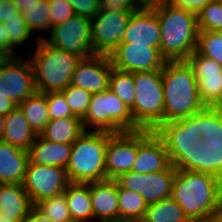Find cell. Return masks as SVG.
<instances>
[{
  "label": "cell",
  "mask_w": 222,
  "mask_h": 222,
  "mask_svg": "<svg viewBox=\"0 0 222 222\" xmlns=\"http://www.w3.org/2000/svg\"><path fill=\"white\" fill-rule=\"evenodd\" d=\"M171 198L190 222H208L222 209V180L207 173L177 169Z\"/></svg>",
  "instance_id": "cell-1"
},
{
  "label": "cell",
  "mask_w": 222,
  "mask_h": 222,
  "mask_svg": "<svg viewBox=\"0 0 222 222\" xmlns=\"http://www.w3.org/2000/svg\"><path fill=\"white\" fill-rule=\"evenodd\" d=\"M161 72L164 123L188 118L206 107L200 100L193 69L186 60L166 61Z\"/></svg>",
  "instance_id": "cell-2"
},
{
  "label": "cell",
  "mask_w": 222,
  "mask_h": 222,
  "mask_svg": "<svg viewBox=\"0 0 222 222\" xmlns=\"http://www.w3.org/2000/svg\"><path fill=\"white\" fill-rule=\"evenodd\" d=\"M154 10L161 27V55L166 61L186 60L197 47V14L166 2Z\"/></svg>",
  "instance_id": "cell-3"
},
{
  "label": "cell",
  "mask_w": 222,
  "mask_h": 222,
  "mask_svg": "<svg viewBox=\"0 0 222 222\" xmlns=\"http://www.w3.org/2000/svg\"><path fill=\"white\" fill-rule=\"evenodd\" d=\"M155 133L164 141L171 165L178 170L198 172L199 147L204 142L199 133V112L162 123Z\"/></svg>",
  "instance_id": "cell-4"
},
{
  "label": "cell",
  "mask_w": 222,
  "mask_h": 222,
  "mask_svg": "<svg viewBox=\"0 0 222 222\" xmlns=\"http://www.w3.org/2000/svg\"><path fill=\"white\" fill-rule=\"evenodd\" d=\"M106 131H84L72 144L66 173L71 183L106 180Z\"/></svg>",
  "instance_id": "cell-5"
},
{
  "label": "cell",
  "mask_w": 222,
  "mask_h": 222,
  "mask_svg": "<svg viewBox=\"0 0 222 222\" xmlns=\"http://www.w3.org/2000/svg\"><path fill=\"white\" fill-rule=\"evenodd\" d=\"M38 41V49L30 59L37 91H63L71 84L74 70L82 58L49 45L44 38L39 37Z\"/></svg>",
  "instance_id": "cell-6"
},
{
  "label": "cell",
  "mask_w": 222,
  "mask_h": 222,
  "mask_svg": "<svg viewBox=\"0 0 222 222\" xmlns=\"http://www.w3.org/2000/svg\"><path fill=\"white\" fill-rule=\"evenodd\" d=\"M135 100L130 109L134 123L155 131L164 123V92L161 70L133 73Z\"/></svg>",
  "instance_id": "cell-7"
},
{
  "label": "cell",
  "mask_w": 222,
  "mask_h": 222,
  "mask_svg": "<svg viewBox=\"0 0 222 222\" xmlns=\"http://www.w3.org/2000/svg\"><path fill=\"white\" fill-rule=\"evenodd\" d=\"M86 126L96 127L93 130L119 133L136 131L140 128L134 123L131 110L109 88L92 95L88 110L82 119Z\"/></svg>",
  "instance_id": "cell-8"
},
{
  "label": "cell",
  "mask_w": 222,
  "mask_h": 222,
  "mask_svg": "<svg viewBox=\"0 0 222 222\" xmlns=\"http://www.w3.org/2000/svg\"><path fill=\"white\" fill-rule=\"evenodd\" d=\"M199 133L204 142L199 147L198 172L222 180V107H205L199 112Z\"/></svg>",
  "instance_id": "cell-9"
},
{
  "label": "cell",
  "mask_w": 222,
  "mask_h": 222,
  "mask_svg": "<svg viewBox=\"0 0 222 222\" xmlns=\"http://www.w3.org/2000/svg\"><path fill=\"white\" fill-rule=\"evenodd\" d=\"M51 30V37L45 39L49 45L81 58L95 55L92 50L91 19L75 14Z\"/></svg>",
  "instance_id": "cell-10"
},
{
  "label": "cell",
  "mask_w": 222,
  "mask_h": 222,
  "mask_svg": "<svg viewBox=\"0 0 222 222\" xmlns=\"http://www.w3.org/2000/svg\"><path fill=\"white\" fill-rule=\"evenodd\" d=\"M37 92L31 60L8 56L0 67V96L20 104Z\"/></svg>",
  "instance_id": "cell-11"
},
{
  "label": "cell",
  "mask_w": 222,
  "mask_h": 222,
  "mask_svg": "<svg viewBox=\"0 0 222 222\" xmlns=\"http://www.w3.org/2000/svg\"><path fill=\"white\" fill-rule=\"evenodd\" d=\"M176 170L170 165L165 170L148 174L129 171L115 180L122 188L138 192L145 203L151 205L171 197Z\"/></svg>",
  "instance_id": "cell-12"
},
{
  "label": "cell",
  "mask_w": 222,
  "mask_h": 222,
  "mask_svg": "<svg viewBox=\"0 0 222 222\" xmlns=\"http://www.w3.org/2000/svg\"><path fill=\"white\" fill-rule=\"evenodd\" d=\"M69 183L65 168L28 162L22 185L35 206L44 199L64 192Z\"/></svg>",
  "instance_id": "cell-13"
},
{
  "label": "cell",
  "mask_w": 222,
  "mask_h": 222,
  "mask_svg": "<svg viewBox=\"0 0 222 222\" xmlns=\"http://www.w3.org/2000/svg\"><path fill=\"white\" fill-rule=\"evenodd\" d=\"M131 13L100 9L91 19L92 50L95 55L111 54L122 41Z\"/></svg>",
  "instance_id": "cell-14"
},
{
  "label": "cell",
  "mask_w": 222,
  "mask_h": 222,
  "mask_svg": "<svg viewBox=\"0 0 222 222\" xmlns=\"http://www.w3.org/2000/svg\"><path fill=\"white\" fill-rule=\"evenodd\" d=\"M114 68L128 72L162 70L166 59L159 48L120 42L108 56Z\"/></svg>",
  "instance_id": "cell-15"
},
{
  "label": "cell",
  "mask_w": 222,
  "mask_h": 222,
  "mask_svg": "<svg viewBox=\"0 0 222 222\" xmlns=\"http://www.w3.org/2000/svg\"><path fill=\"white\" fill-rule=\"evenodd\" d=\"M138 153V130L107 132L106 179L115 180L131 171Z\"/></svg>",
  "instance_id": "cell-16"
},
{
  "label": "cell",
  "mask_w": 222,
  "mask_h": 222,
  "mask_svg": "<svg viewBox=\"0 0 222 222\" xmlns=\"http://www.w3.org/2000/svg\"><path fill=\"white\" fill-rule=\"evenodd\" d=\"M197 79L200 100L206 107H222V65L196 50L186 59Z\"/></svg>",
  "instance_id": "cell-17"
},
{
  "label": "cell",
  "mask_w": 222,
  "mask_h": 222,
  "mask_svg": "<svg viewBox=\"0 0 222 222\" xmlns=\"http://www.w3.org/2000/svg\"><path fill=\"white\" fill-rule=\"evenodd\" d=\"M171 165L164 141L152 130H138V153L131 171L148 174Z\"/></svg>",
  "instance_id": "cell-18"
},
{
  "label": "cell",
  "mask_w": 222,
  "mask_h": 222,
  "mask_svg": "<svg viewBox=\"0 0 222 222\" xmlns=\"http://www.w3.org/2000/svg\"><path fill=\"white\" fill-rule=\"evenodd\" d=\"M113 65L106 55L82 58L72 75L71 85L95 94L109 88Z\"/></svg>",
  "instance_id": "cell-19"
},
{
  "label": "cell",
  "mask_w": 222,
  "mask_h": 222,
  "mask_svg": "<svg viewBox=\"0 0 222 222\" xmlns=\"http://www.w3.org/2000/svg\"><path fill=\"white\" fill-rule=\"evenodd\" d=\"M161 27L155 10L138 9L130 15L122 41L147 44L160 50Z\"/></svg>",
  "instance_id": "cell-20"
},
{
  "label": "cell",
  "mask_w": 222,
  "mask_h": 222,
  "mask_svg": "<svg viewBox=\"0 0 222 222\" xmlns=\"http://www.w3.org/2000/svg\"><path fill=\"white\" fill-rule=\"evenodd\" d=\"M91 205L93 218L99 222L119 220L118 183L113 179H106L90 183Z\"/></svg>",
  "instance_id": "cell-21"
},
{
  "label": "cell",
  "mask_w": 222,
  "mask_h": 222,
  "mask_svg": "<svg viewBox=\"0 0 222 222\" xmlns=\"http://www.w3.org/2000/svg\"><path fill=\"white\" fill-rule=\"evenodd\" d=\"M28 162V151L0 140V184H22Z\"/></svg>",
  "instance_id": "cell-22"
},
{
  "label": "cell",
  "mask_w": 222,
  "mask_h": 222,
  "mask_svg": "<svg viewBox=\"0 0 222 222\" xmlns=\"http://www.w3.org/2000/svg\"><path fill=\"white\" fill-rule=\"evenodd\" d=\"M33 207L22 184H0V216L9 222H24Z\"/></svg>",
  "instance_id": "cell-23"
},
{
  "label": "cell",
  "mask_w": 222,
  "mask_h": 222,
  "mask_svg": "<svg viewBox=\"0 0 222 222\" xmlns=\"http://www.w3.org/2000/svg\"><path fill=\"white\" fill-rule=\"evenodd\" d=\"M71 148L72 144L52 142L37 135L28 150L29 162L36 165H51L66 169Z\"/></svg>",
  "instance_id": "cell-24"
},
{
  "label": "cell",
  "mask_w": 222,
  "mask_h": 222,
  "mask_svg": "<svg viewBox=\"0 0 222 222\" xmlns=\"http://www.w3.org/2000/svg\"><path fill=\"white\" fill-rule=\"evenodd\" d=\"M5 118L2 141L28 151L37 135L31 129L20 108L17 106Z\"/></svg>",
  "instance_id": "cell-25"
},
{
  "label": "cell",
  "mask_w": 222,
  "mask_h": 222,
  "mask_svg": "<svg viewBox=\"0 0 222 222\" xmlns=\"http://www.w3.org/2000/svg\"><path fill=\"white\" fill-rule=\"evenodd\" d=\"M71 218L81 222L93 220L90 183H69L64 190Z\"/></svg>",
  "instance_id": "cell-26"
},
{
  "label": "cell",
  "mask_w": 222,
  "mask_h": 222,
  "mask_svg": "<svg viewBox=\"0 0 222 222\" xmlns=\"http://www.w3.org/2000/svg\"><path fill=\"white\" fill-rule=\"evenodd\" d=\"M84 131L81 118L63 117L50 120L40 136L56 143L73 144Z\"/></svg>",
  "instance_id": "cell-27"
},
{
  "label": "cell",
  "mask_w": 222,
  "mask_h": 222,
  "mask_svg": "<svg viewBox=\"0 0 222 222\" xmlns=\"http://www.w3.org/2000/svg\"><path fill=\"white\" fill-rule=\"evenodd\" d=\"M36 135H40L50 121L46 93L36 92L17 105Z\"/></svg>",
  "instance_id": "cell-28"
},
{
  "label": "cell",
  "mask_w": 222,
  "mask_h": 222,
  "mask_svg": "<svg viewBox=\"0 0 222 222\" xmlns=\"http://www.w3.org/2000/svg\"><path fill=\"white\" fill-rule=\"evenodd\" d=\"M143 222H190L182 208L170 197L147 205Z\"/></svg>",
  "instance_id": "cell-29"
},
{
  "label": "cell",
  "mask_w": 222,
  "mask_h": 222,
  "mask_svg": "<svg viewBox=\"0 0 222 222\" xmlns=\"http://www.w3.org/2000/svg\"><path fill=\"white\" fill-rule=\"evenodd\" d=\"M119 220H143L147 204L135 191L124 189L118 184Z\"/></svg>",
  "instance_id": "cell-30"
},
{
  "label": "cell",
  "mask_w": 222,
  "mask_h": 222,
  "mask_svg": "<svg viewBox=\"0 0 222 222\" xmlns=\"http://www.w3.org/2000/svg\"><path fill=\"white\" fill-rule=\"evenodd\" d=\"M109 89L114 92L129 109L133 107L136 90L132 72L113 67L109 79Z\"/></svg>",
  "instance_id": "cell-31"
},
{
  "label": "cell",
  "mask_w": 222,
  "mask_h": 222,
  "mask_svg": "<svg viewBox=\"0 0 222 222\" xmlns=\"http://www.w3.org/2000/svg\"><path fill=\"white\" fill-rule=\"evenodd\" d=\"M50 10L49 0H38V4L23 6L21 14L29 30L33 33L35 29L40 31L52 28L49 23Z\"/></svg>",
  "instance_id": "cell-32"
},
{
  "label": "cell",
  "mask_w": 222,
  "mask_h": 222,
  "mask_svg": "<svg viewBox=\"0 0 222 222\" xmlns=\"http://www.w3.org/2000/svg\"><path fill=\"white\" fill-rule=\"evenodd\" d=\"M35 207L52 222H66L72 219L64 192L40 201Z\"/></svg>",
  "instance_id": "cell-33"
},
{
  "label": "cell",
  "mask_w": 222,
  "mask_h": 222,
  "mask_svg": "<svg viewBox=\"0 0 222 222\" xmlns=\"http://www.w3.org/2000/svg\"><path fill=\"white\" fill-rule=\"evenodd\" d=\"M196 51L222 65V37L217 31H199Z\"/></svg>",
  "instance_id": "cell-34"
},
{
  "label": "cell",
  "mask_w": 222,
  "mask_h": 222,
  "mask_svg": "<svg viewBox=\"0 0 222 222\" xmlns=\"http://www.w3.org/2000/svg\"><path fill=\"white\" fill-rule=\"evenodd\" d=\"M199 31H218L222 28V2L215 0L197 13Z\"/></svg>",
  "instance_id": "cell-35"
},
{
  "label": "cell",
  "mask_w": 222,
  "mask_h": 222,
  "mask_svg": "<svg viewBox=\"0 0 222 222\" xmlns=\"http://www.w3.org/2000/svg\"><path fill=\"white\" fill-rule=\"evenodd\" d=\"M61 92L74 116L83 119L93 94L71 84Z\"/></svg>",
  "instance_id": "cell-36"
},
{
  "label": "cell",
  "mask_w": 222,
  "mask_h": 222,
  "mask_svg": "<svg viewBox=\"0 0 222 222\" xmlns=\"http://www.w3.org/2000/svg\"><path fill=\"white\" fill-rule=\"evenodd\" d=\"M6 29V43L14 49V46L22 44L32 35L21 12L17 17H11L3 23Z\"/></svg>",
  "instance_id": "cell-37"
},
{
  "label": "cell",
  "mask_w": 222,
  "mask_h": 222,
  "mask_svg": "<svg viewBox=\"0 0 222 222\" xmlns=\"http://www.w3.org/2000/svg\"><path fill=\"white\" fill-rule=\"evenodd\" d=\"M46 100L50 120L61 119L63 117H77L74 116L70 110V107L68 106L66 99L61 91L46 93Z\"/></svg>",
  "instance_id": "cell-38"
},
{
  "label": "cell",
  "mask_w": 222,
  "mask_h": 222,
  "mask_svg": "<svg viewBox=\"0 0 222 222\" xmlns=\"http://www.w3.org/2000/svg\"><path fill=\"white\" fill-rule=\"evenodd\" d=\"M49 23L51 27L66 22L75 15L73 6L67 0H49Z\"/></svg>",
  "instance_id": "cell-39"
},
{
  "label": "cell",
  "mask_w": 222,
  "mask_h": 222,
  "mask_svg": "<svg viewBox=\"0 0 222 222\" xmlns=\"http://www.w3.org/2000/svg\"><path fill=\"white\" fill-rule=\"evenodd\" d=\"M76 15L92 19L100 10L101 0H67Z\"/></svg>",
  "instance_id": "cell-40"
},
{
  "label": "cell",
  "mask_w": 222,
  "mask_h": 222,
  "mask_svg": "<svg viewBox=\"0 0 222 222\" xmlns=\"http://www.w3.org/2000/svg\"><path fill=\"white\" fill-rule=\"evenodd\" d=\"M100 9L111 12H134L138 10L134 0H101Z\"/></svg>",
  "instance_id": "cell-41"
},
{
  "label": "cell",
  "mask_w": 222,
  "mask_h": 222,
  "mask_svg": "<svg viewBox=\"0 0 222 222\" xmlns=\"http://www.w3.org/2000/svg\"><path fill=\"white\" fill-rule=\"evenodd\" d=\"M215 0H165L167 4L198 13L204 6Z\"/></svg>",
  "instance_id": "cell-42"
},
{
  "label": "cell",
  "mask_w": 222,
  "mask_h": 222,
  "mask_svg": "<svg viewBox=\"0 0 222 222\" xmlns=\"http://www.w3.org/2000/svg\"><path fill=\"white\" fill-rule=\"evenodd\" d=\"M19 10L12 0H0V23L6 22L11 17H17Z\"/></svg>",
  "instance_id": "cell-43"
},
{
  "label": "cell",
  "mask_w": 222,
  "mask_h": 222,
  "mask_svg": "<svg viewBox=\"0 0 222 222\" xmlns=\"http://www.w3.org/2000/svg\"><path fill=\"white\" fill-rule=\"evenodd\" d=\"M24 222H52L47 216L40 212L35 206L25 217Z\"/></svg>",
  "instance_id": "cell-44"
},
{
  "label": "cell",
  "mask_w": 222,
  "mask_h": 222,
  "mask_svg": "<svg viewBox=\"0 0 222 222\" xmlns=\"http://www.w3.org/2000/svg\"><path fill=\"white\" fill-rule=\"evenodd\" d=\"M137 9L154 10L159 8L165 0H134Z\"/></svg>",
  "instance_id": "cell-45"
},
{
  "label": "cell",
  "mask_w": 222,
  "mask_h": 222,
  "mask_svg": "<svg viewBox=\"0 0 222 222\" xmlns=\"http://www.w3.org/2000/svg\"><path fill=\"white\" fill-rule=\"evenodd\" d=\"M0 51L8 56H14L13 49L6 43V29L3 23H0Z\"/></svg>",
  "instance_id": "cell-46"
},
{
  "label": "cell",
  "mask_w": 222,
  "mask_h": 222,
  "mask_svg": "<svg viewBox=\"0 0 222 222\" xmlns=\"http://www.w3.org/2000/svg\"><path fill=\"white\" fill-rule=\"evenodd\" d=\"M16 107L17 104H15L11 99L5 96H0V115L6 116Z\"/></svg>",
  "instance_id": "cell-47"
},
{
  "label": "cell",
  "mask_w": 222,
  "mask_h": 222,
  "mask_svg": "<svg viewBox=\"0 0 222 222\" xmlns=\"http://www.w3.org/2000/svg\"><path fill=\"white\" fill-rule=\"evenodd\" d=\"M19 12L23 11V6H31L38 4V0H12Z\"/></svg>",
  "instance_id": "cell-48"
},
{
  "label": "cell",
  "mask_w": 222,
  "mask_h": 222,
  "mask_svg": "<svg viewBox=\"0 0 222 222\" xmlns=\"http://www.w3.org/2000/svg\"><path fill=\"white\" fill-rule=\"evenodd\" d=\"M208 222H222V209L215 212Z\"/></svg>",
  "instance_id": "cell-49"
},
{
  "label": "cell",
  "mask_w": 222,
  "mask_h": 222,
  "mask_svg": "<svg viewBox=\"0 0 222 222\" xmlns=\"http://www.w3.org/2000/svg\"><path fill=\"white\" fill-rule=\"evenodd\" d=\"M6 118L5 115H0V140H2V135L5 128Z\"/></svg>",
  "instance_id": "cell-50"
},
{
  "label": "cell",
  "mask_w": 222,
  "mask_h": 222,
  "mask_svg": "<svg viewBox=\"0 0 222 222\" xmlns=\"http://www.w3.org/2000/svg\"><path fill=\"white\" fill-rule=\"evenodd\" d=\"M8 55H6L4 52L0 51V67L3 64V62L7 59Z\"/></svg>",
  "instance_id": "cell-51"
},
{
  "label": "cell",
  "mask_w": 222,
  "mask_h": 222,
  "mask_svg": "<svg viewBox=\"0 0 222 222\" xmlns=\"http://www.w3.org/2000/svg\"><path fill=\"white\" fill-rule=\"evenodd\" d=\"M111 222H143L142 220H116Z\"/></svg>",
  "instance_id": "cell-52"
},
{
  "label": "cell",
  "mask_w": 222,
  "mask_h": 222,
  "mask_svg": "<svg viewBox=\"0 0 222 222\" xmlns=\"http://www.w3.org/2000/svg\"><path fill=\"white\" fill-rule=\"evenodd\" d=\"M0 222H9V219H7L6 217L0 216Z\"/></svg>",
  "instance_id": "cell-53"
},
{
  "label": "cell",
  "mask_w": 222,
  "mask_h": 222,
  "mask_svg": "<svg viewBox=\"0 0 222 222\" xmlns=\"http://www.w3.org/2000/svg\"><path fill=\"white\" fill-rule=\"evenodd\" d=\"M217 33L222 37V28L217 31Z\"/></svg>",
  "instance_id": "cell-54"
},
{
  "label": "cell",
  "mask_w": 222,
  "mask_h": 222,
  "mask_svg": "<svg viewBox=\"0 0 222 222\" xmlns=\"http://www.w3.org/2000/svg\"><path fill=\"white\" fill-rule=\"evenodd\" d=\"M66 222H81V221H78V220H74V219H71L69 221H66Z\"/></svg>",
  "instance_id": "cell-55"
}]
</instances>
